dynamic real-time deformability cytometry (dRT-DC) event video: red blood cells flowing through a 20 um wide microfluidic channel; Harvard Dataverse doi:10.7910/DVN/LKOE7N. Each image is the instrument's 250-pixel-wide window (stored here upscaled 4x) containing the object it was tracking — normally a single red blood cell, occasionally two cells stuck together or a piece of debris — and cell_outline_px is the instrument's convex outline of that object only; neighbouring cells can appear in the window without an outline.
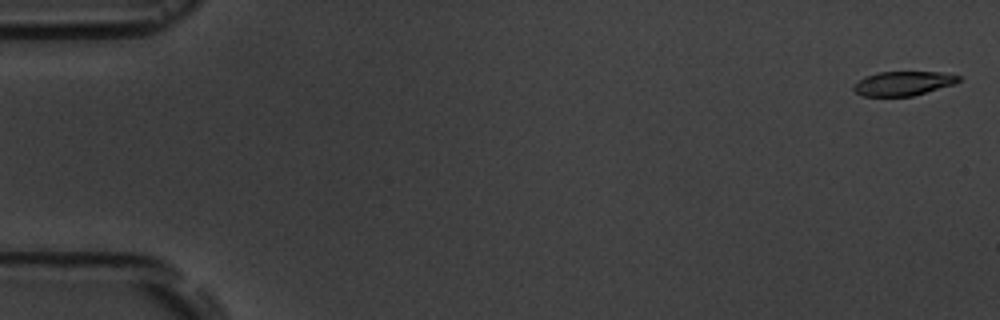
{"species": "common noctule bat (a hibernating species)", "species_latin": "Nyctalus noctula", "temperature_condition": "room temperature", "stored_images_in_passage": 17, "camera_frame_rate_fps": 3000, "um_per_image_px": 0.085, "animal": {"sex": "male", "body_mass_g": 19.5, "forearm_length_mm": 54.6}, "frame": {"image": 1, "passage_image": 1, "time_ms": 0.0, "image_size_px": [1000, 320], "cell_outline_px": [[960, 80], [956, 84], [912, 96], [864, 96], [856, 92], [852, 88], [864, 76], [880, 72], [940, 72], [960, 76]], "centroid_in_image_um": [76.8, 7.09], "position_along_channel_um": 8.2, "area_um2": 14.74}}
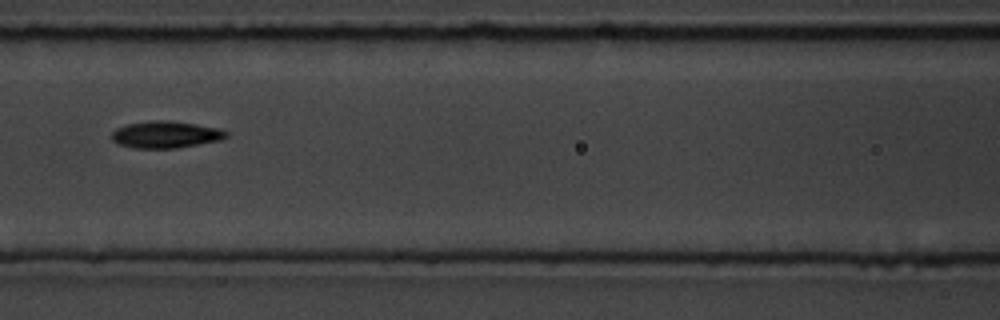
{"frame": {"image": 2, "passage_image": 8, "time_ms": 8.0, "image_size_px": [1000, 320], "cell_outline_px": [[228, 136], [224, 140], [176, 148], [136, 148], [116, 144], [112, 140], [112, 132], [116, 128], [128, 124], [152, 120], [164, 120], [196, 124], [220, 128], [228, 132]], "centroid_in_image_um": [14.11, 11.44], "position_along_channel_um": 152.5, "area_um2": 18.09}}
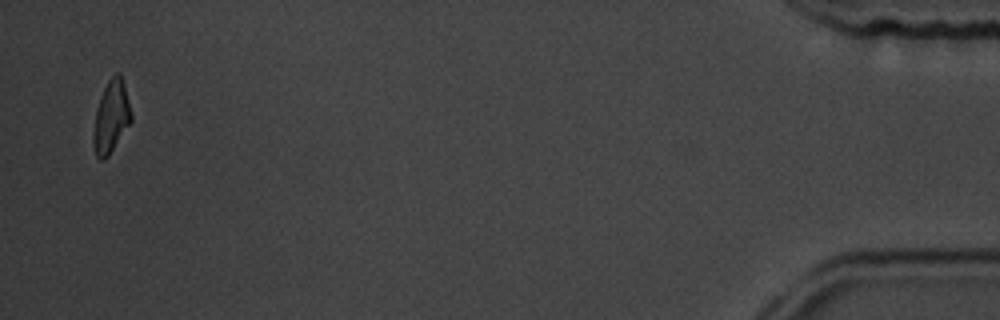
{"frame": {"image": 3, "passage_image": 17, "time_ms": 18.0, "image_size_px": [1000, 320], "cell_outline_px": [[132, 120], [108, 156], [104, 160], [100, 160], [96, 156], [92, 144], [92, 132], [96, 108], [100, 96], [108, 80], [116, 72], [120, 72], [124, 84], [132, 112]], "centroid_in_image_um": [9.43, 9.93], "position_along_channel_um": 425.8, "area_um2": 16.13}, "authors_computed_cell_mechanics": {"area_um2": 16.5308, "velocity_mm_per_s": 3.6235, "shape_relaxation_time_tau1_ms": 3.4683, "shape_relaxation_time_tau2_ms": 3.4318, "deformation_change_tau1": 0.1066, "deformation_change_tau2": 0.0811}}